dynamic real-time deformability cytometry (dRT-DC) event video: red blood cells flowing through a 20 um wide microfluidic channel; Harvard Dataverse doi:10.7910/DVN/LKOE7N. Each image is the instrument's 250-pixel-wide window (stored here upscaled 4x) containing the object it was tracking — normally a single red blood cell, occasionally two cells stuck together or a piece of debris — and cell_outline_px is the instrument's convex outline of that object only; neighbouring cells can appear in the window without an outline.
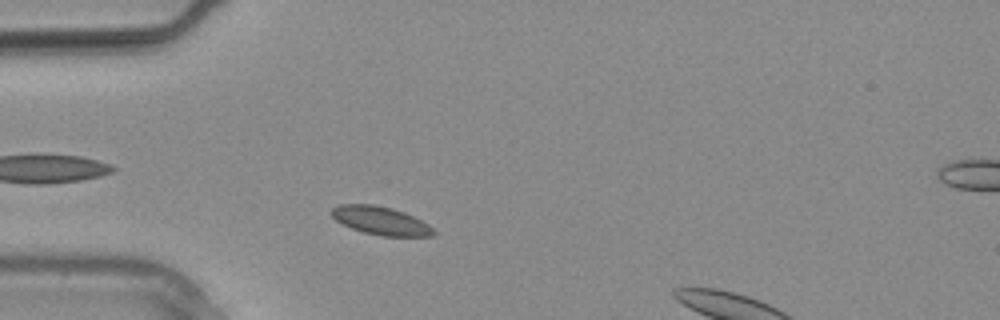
{"species": "common noctule bat (a hibernating species)", "species_latin": "Nyctalus noctula", "temperature_condition": "warm", "stored_images_in_passage": 12, "camera_frame_rate_fps": 3000, "um_per_image_px": 0.085, "animal": {"sex": "male", "body_mass_g": 20.4}, "frame": {"image": 1, "passage_image": 4, "time_ms": 1.0, "image_size_px": [1000, 320], "cell_outline_px": [[436, 232], [432, 236], [380, 236], [364, 232], [352, 228], [336, 220], [332, 216], [332, 208], [340, 204], [372, 204], [392, 208], [404, 212], [428, 224]], "centroid_in_image_um": [32.36, 18.75], "position_along_channel_um": 52.6, "area_um2": 16.59}}